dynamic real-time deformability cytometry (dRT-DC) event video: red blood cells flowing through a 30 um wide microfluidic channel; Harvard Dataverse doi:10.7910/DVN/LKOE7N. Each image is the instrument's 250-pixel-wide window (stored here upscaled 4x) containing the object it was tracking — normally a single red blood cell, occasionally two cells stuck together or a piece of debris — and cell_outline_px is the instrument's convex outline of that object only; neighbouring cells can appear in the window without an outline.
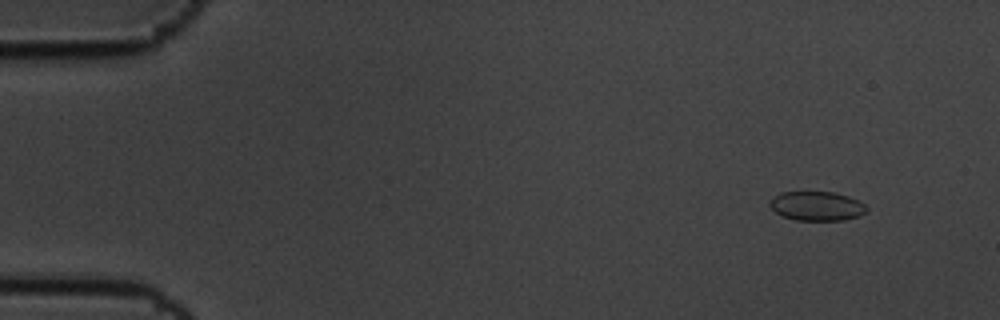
{"species": "common noctule bat (a hibernating species)", "species_latin": "Nyctalus noctula", "temperature_condition": "cold", "stored_images_in_passage": 6, "camera_frame_rate_fps": 3000, "um_per_image_px": 0.085, "animal": {"sex": "male", "body_mass_g": 19.5, "forearm_length_mm": 54.6}, "frame": {"image": 1, "passage_image": 2, "time_ms": 0.333, "image_size_px": [1000, 320], "cell_outline_px": [[868, 208], [860, 216], [844, 220], [796, 220], [784, 216], [776, 212], [768, 204], [768, 200], [772, 196], [780, 192], [832, 192], [848, 196], [860, 200]], "centroid_in_image_um": [69.41, 17.5], "position_along_channel_um": 15.6, "area_um2": 16.59}}
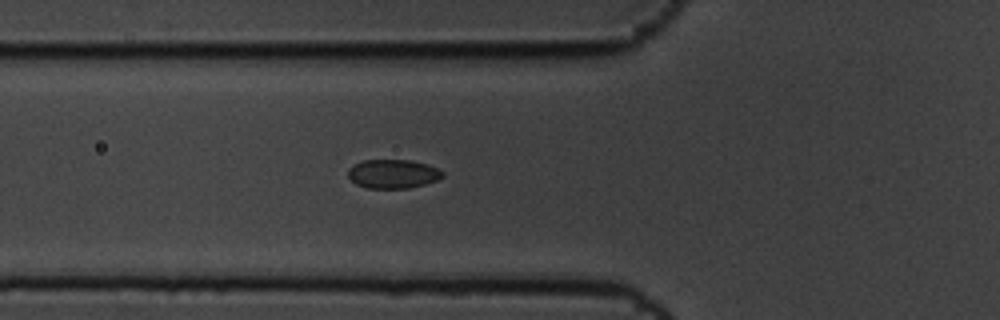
{"frame": {"image": 2, "passage_image": 6, "time_ms": 1.667, "image_size_px": [1000, 320], "cell_outline_px": [[444, 176], [436, 180], [424, 184], [408, 188], [368, 188], [356, 184], [348, 176], [348, 168], [352, 164], [364, 160], [408, 160], [428, 164], [444, 172]], "centroid_in_image_um": [33.38, 14.77], "position_along_channel_um": 92.4, "area_um2": 15.9}}